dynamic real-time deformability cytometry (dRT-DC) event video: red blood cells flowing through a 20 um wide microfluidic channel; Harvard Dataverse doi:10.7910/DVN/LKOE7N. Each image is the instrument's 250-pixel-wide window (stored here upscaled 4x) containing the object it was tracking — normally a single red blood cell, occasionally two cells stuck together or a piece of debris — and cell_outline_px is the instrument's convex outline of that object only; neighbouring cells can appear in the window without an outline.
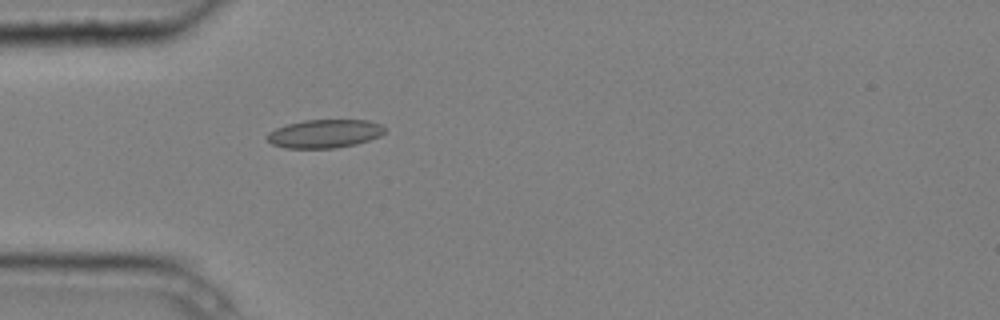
{"species": "common noctule bat (a hibernating species)", "species_latin": "Nyctalus noctula", "temperature_condition": "cold", "stored_images_in_passage": 4, "camera_frame_rate_fps": 3000, "um_per_image_px": 0.085, "animal": {"sex": "male", "body_mass_g": 20.4}, "frame": {"image": 1, "passage_image": 4, "time_ms": 1.0, "image_size_px": [1000, 320], "cell_outline_px": [[384, 132], [380, 136], [356, 144], [336, 148], [284, 148], [272, 144], [268, 140], [268, 132], [276, 128], [288, 124], [304, 120], [368, 120], [380, 124], [384, 128]], "centroid_in_image_um": [27.59, 11.36], "position_along_channel_um": 57.4, "area_um2": 19.36}}